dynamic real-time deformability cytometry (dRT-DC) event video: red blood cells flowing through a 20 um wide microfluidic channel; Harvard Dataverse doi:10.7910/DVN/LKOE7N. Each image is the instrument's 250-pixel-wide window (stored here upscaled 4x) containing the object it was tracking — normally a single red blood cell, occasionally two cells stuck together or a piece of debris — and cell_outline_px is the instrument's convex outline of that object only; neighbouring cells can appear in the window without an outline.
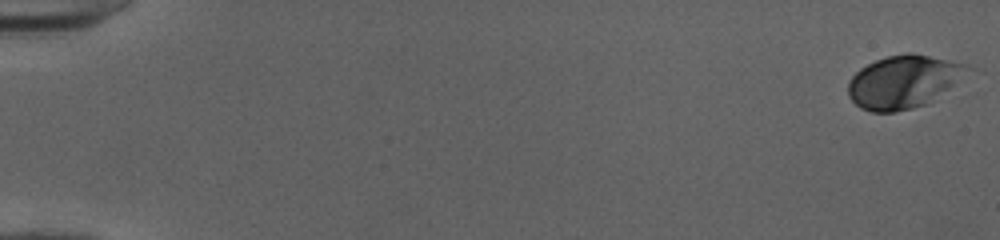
{"species": "human", "species_latin": "Homo sapiens", "temperature_condition": "cold", "stored_images_in_passage": 52, "camera_frame_rate_fps": 3000, "um_per_image_px": 0.085, "donor": {"sex": "female"}, "frame": {"image": 1, "passage_image": 1, "time_ms": 0.0, "image_size_px": [1000, 240], "cell_outline_px": [[976, 68], [924, 104], [912, 108], [892, 112], [872, 112], [860, 108], [848, 96], [848, 80], [860, 68], [876, 60], [888, 56], [908, 52], [968, 64]], "centroid_in_image_um": [76.77, 6.93], "position_along_channel_um": 8.2, "area_um2": 36.36}}
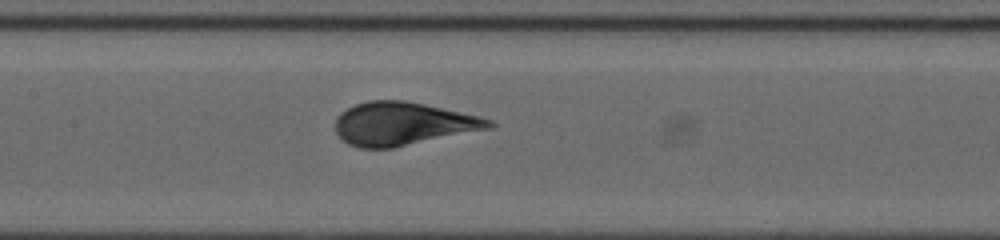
{"frame": {"image": 2, "passage_image": 27, "time_ms": 8.667, "image_size_px": [1000, 240], "cell_outline_px": [[496, 124], [492, 128], [392, 148], [360, 148], [348, 144], [336, 132], [336, 116], [340, 112], [356, 104], [368, 100], [404, 100], [424, 104], [480, 116], [492, 120]], "centroid_in_image_um": [34.25, 10.51], "position_along_channel_um": 173.2, "area_um2": 38.55}}
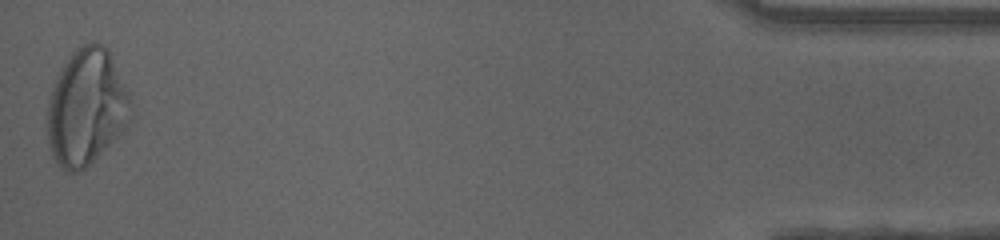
{"frame": {"image": 3, "passage_image": 52, "time_ms": 17.0, "image_size_px": [1000, 240], "cell_outline_px": [[128, 128], [84, 168], [76, 172], [68, 172], [60, 168], [56, 164], [52, 156], [48, 140], [48, 104], [52, 88], [56, 76], [72, 52], [76, 48], [92, 40], [104, 44], [108, 48], [128, 92]], "centroid_in_image_um": [7.33, 9.11], "position_along_channel_um": 427.9, "area_um2": 56.18}, "authors_computed_cell_mechanics": {"area_um2": 38.5526, "velocity_mm_per_s": 4.0139, "shape_relaxation_time_tau1_ms": 3.2204, "shape_relaxation_time_tau2_ms": null, "deformation_change_tau1": 0.1591, "deformation_change_tau2": null}}